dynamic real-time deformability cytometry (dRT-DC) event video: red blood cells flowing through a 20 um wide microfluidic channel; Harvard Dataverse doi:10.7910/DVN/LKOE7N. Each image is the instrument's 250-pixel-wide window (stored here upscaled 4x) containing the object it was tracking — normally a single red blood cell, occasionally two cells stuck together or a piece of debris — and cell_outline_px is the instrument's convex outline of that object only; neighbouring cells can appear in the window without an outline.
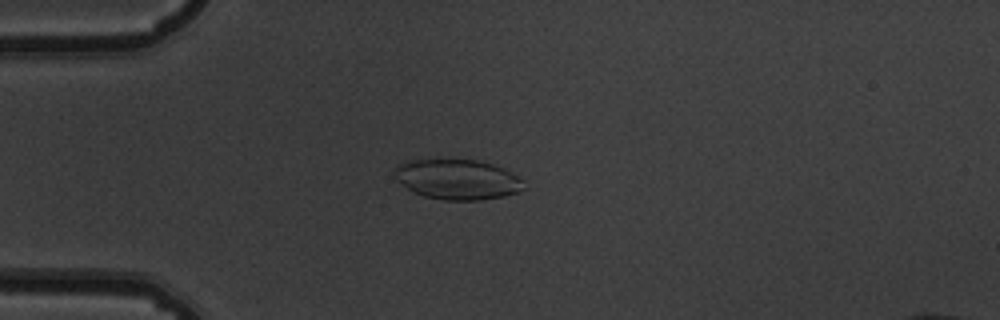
{"species": "common noctule bat (a hibernating species)", "species_latin": "Nyctalus noctula", "temperature_condition": "warm", "stored_images_in_passage": 38, "camera_frame_rate_fps": 3000, "um_per_image_px": 0.085, "animal": {"sex": "male", "body_mass_g": 19.5, "forearm_length_mm": 54.6}, "frame": {"image": 1, "passage_image": 4, "time_ms": 1.0, "image_size_px": [1000, 320], "cell_outline_px": [[524, 188], [520, 192], [504, 196], [480, 200], [444, 200], [424, 196], [412, 192], [396, 180], [392, 176], [392, 172], [396, 164], [408, 160], [440, 156], [476, 160], [492, 164], [504, 168], [524, 180]], "centroid_in_image_um": [38.81, 15.2], "position_along_channel_um": 46.2, "area_um2": 31.56}}
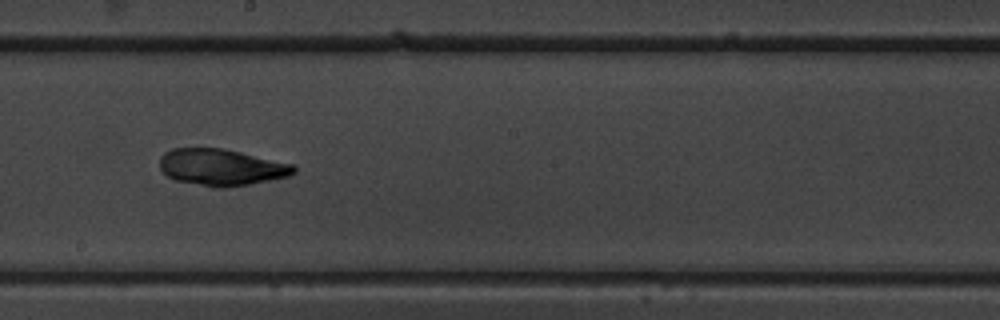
{"frame": {"image": 2, "passage_image": 20, "time_ms": 6.333, "image_size_px": [1000, 320], "cell_outline_px": [[296, 172], [288, 176], [248, 184], [224, 188], [212, 188], [176, 180], [168, 176], [160, 168], [160, 156], [164, 152], [172, 148], [220, 148], [240, 152], [292, 164], [296, 168]], "centroid_in_image_um": [18.78, 14.22], "position_along_channel_um": 229.4, "area_um2": 28.44}}
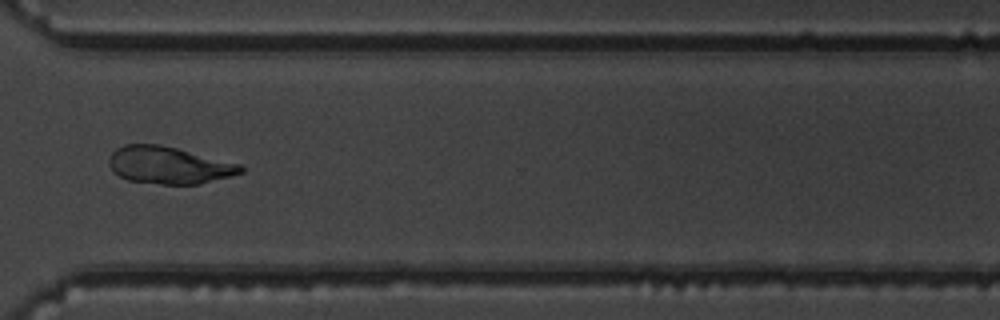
{"frame": {"image": 3, "passage_image": 30, "time_ms": 9.667, "image_size_px": [1000, 320], "cell_outline_px": [[244, 172], [232, 176], [200, 184], [160, 184], [128, 180], [112, 172], [108, 164], [108, 160], [112, 152], [116, 148], [124, 144], [160, 144], [240, 164], [244, 168]], "centroid_in_image_um": [14.33, 14.04], "position_along_channel_um": 356.3, "area_um2": 28.61}, "authors_computed_cell_mechanics": {"area_um2": 28.4087, "velocity_mm_per_s": 3.804, "shape_relaxation_time_tau1_ms": 9.8446, "shape_relaxation_time_tau2_ms": 2.5694, "deformation_change_tau1": 0.1604, "deformation_change_tau2": 0.0763}}